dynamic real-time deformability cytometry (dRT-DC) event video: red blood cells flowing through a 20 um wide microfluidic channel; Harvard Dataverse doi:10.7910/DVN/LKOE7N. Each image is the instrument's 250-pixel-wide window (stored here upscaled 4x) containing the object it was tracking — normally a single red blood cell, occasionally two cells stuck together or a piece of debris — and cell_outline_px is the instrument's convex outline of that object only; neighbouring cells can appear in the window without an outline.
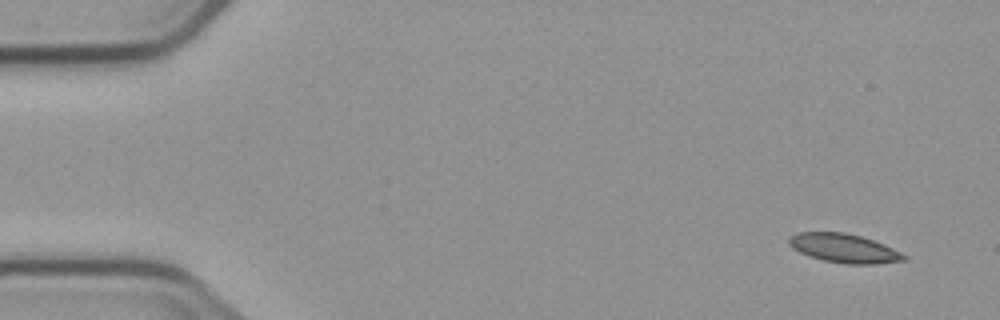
{"species": "common noctule bat (a hibernating species)", "species_latin": "Nyctalus noctula", "temperature_condition": "cold", "stored_images_in_passage": 9, "camera_frame_rate_fps": 3000, "um_per_image_px": 0.085, "animal": {"sex": "male", "body_mass_g": 23.1, "forearm_length_mm": 52.7}, "frame": {"image": 1, "passage_image": 1, "time_ms": 0.0, "image_size_px": [1000, 320], "cell_outline_px": [[908, 256], [904, 260], [876, 264], [848, 264], [824, 260], [800, 252], [792, 248], [788, 244], [788, 240], [796, 232], [844, 232], [860, 236], [884, 244]], "centroid_in_image_um": [71.74, 21.09], "position_along_channel_um": 13.3, "area_um2": 19.13}}
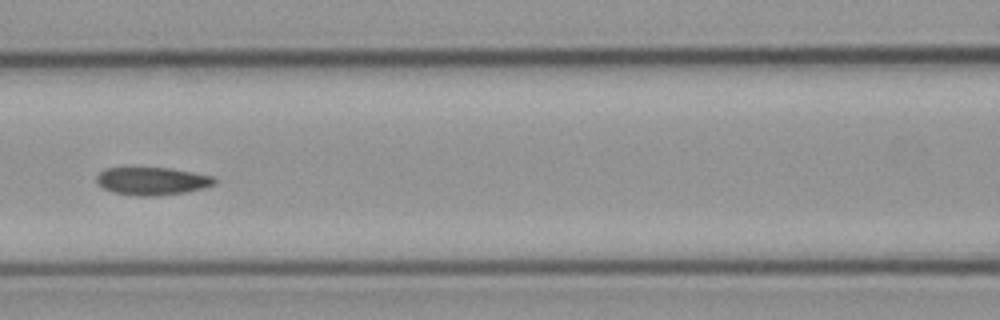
{"frame": {"image": 2, "passage_image": 7, "time_ms": 7.0, "image_size_px": [1000, 320], "cell_outline_px": [[216, 184], [204, 188], [184, 192], [152, 196], [136, 196], [112, 192], [96, 184], [96, 176], [104, 168], [168, 168], [192, 172], [212, 176], [216, 180]], "centroid_in_image_um": [12.9, 15.39], "position_along_channel_um": 153.7, "area_um2": 19.07}}
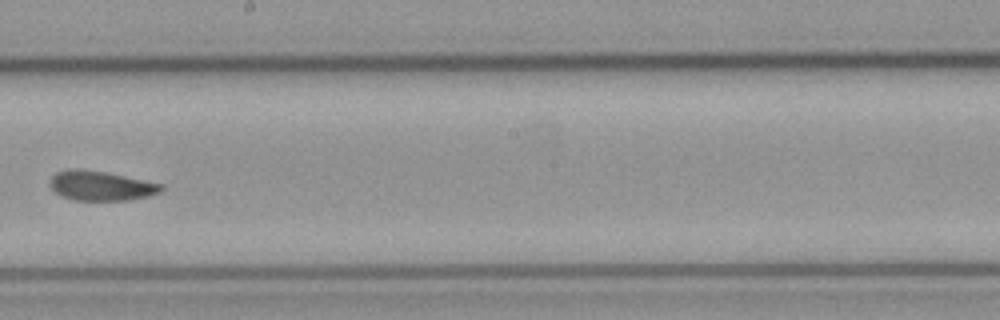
{"frame": {"image": 3, "passage_image": 9, "time_ms": 9.333, "image_size_px": [1000, 320], "cell_outline_px": [[164, 188], [160, 192], [148, 196], [128, 200], [72, 200], [60, 196], [48, 184], [52, 176], [56, 172], [72, 168], [80, 168], [108, 172], [164, 184]], "centroid_in_image_um": [8.57, 15.78], "position_along_channel_um": 239.6, "area_um2": 19.48}}